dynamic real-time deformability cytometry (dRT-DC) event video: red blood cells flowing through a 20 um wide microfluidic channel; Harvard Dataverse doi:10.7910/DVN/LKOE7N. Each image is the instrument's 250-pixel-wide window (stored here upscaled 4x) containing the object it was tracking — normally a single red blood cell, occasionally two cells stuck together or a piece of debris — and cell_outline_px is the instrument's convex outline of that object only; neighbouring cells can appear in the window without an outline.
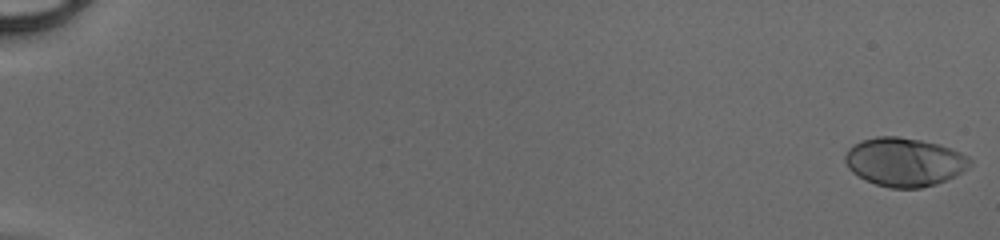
{"species": "human", "species_latin": "Homo sapiens", "temperature_condition": "cold", "stored_images_in_passage": 50, "camera_frame_rate_fps": 3000, "um_per_image_px": 0.085, "donor": {"sex": "male"}, "frame": {"image": 1, "passage_image": 1, "time_ms": 0.0, "image_size_px": [1000, 240], "cell_outline_px": [[972, 164], [968, 168], [956, 176], [936, 184], [920, 188], [892, 188], [876, 184], [864, 180], [852, 172], [848, 168], [844, 160], [844, 156], [848, 148], [852, 144], [860, 140], [876, 136], [900, 136], [940, 144], [960, 152], [968, 156], [972, 160]], "centroid_in_image_um": [76.86, 13.76], "position_along_channel_um": 8.1, "area_um2": 35.78}}
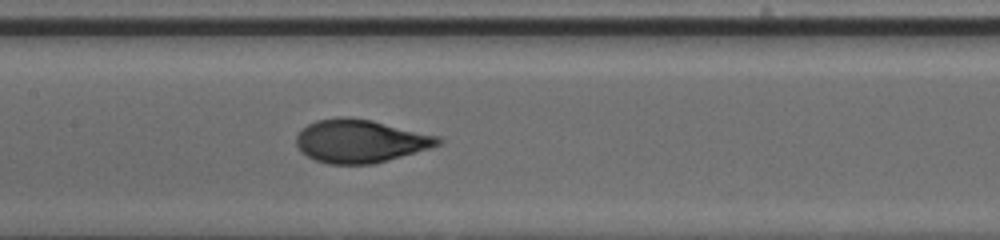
{"frame": {"image": 2, "passage_image": 27, "time_ms": 8.667, "image_size_px": [1000, 240], "cell_outline_px": [[444, 140], [440, 144], [432, 148], [372, 164], [328, 164], [316, 160], [300, 152], [296, 144], [296, 136], [308, 124], [316, 120], [340, 116], [348, 116], [372, 120], [440, 136]], "centroid_in_image_um": [30.64, 11.98], "position_along_channel_um": 176.8, "area_um2": 35.84}}
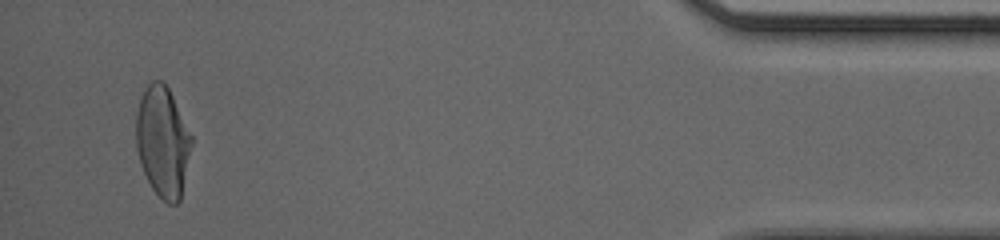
{"frame": {"image": 3, "passage_image": 48, "time_ms": 15.667, "image_size_px": [1000, 240], "cell_outline_px": [[192, 144], [180, 200], [176, 204], [168, 204], [152, 188], [140, 164], [136, 148], [136, 112], [140, 96], [144, 88], [152, 80], [164, 80], [192, 136]], "centroid_in_image_um": [13.81, 12.01], "position_along_channel_um": 421.4, "area_um2": 35.66}}